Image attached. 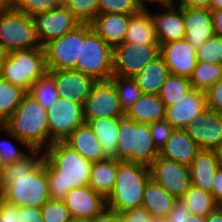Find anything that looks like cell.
I'll use <instances>...</instances> for the list:
<instances>
[{
    "instance_id": "1",
    "label": "cell",
    "mask_w": 222,
    "mask_h": 222,
    "mask_svg": "<svg viewBox=\"0 0 222 222\" xmlns=\"http://www.w3.org/2000/svg\"><path fill=\"white\" fill-rule=\"evenodd\" d=\"M0 196L18 207L41 208L50 199L44 150L30 149L3 169Z\"/></svg>"
},
{
    "instance_id": "2",
    "label": "cell",
    "mask_w": 222,
    "mask_h": 222,
    "mask_svg": "<svg viewBox=\"0 0 222 222\" xmlns=\"http://www.w3.org/2000/svg\"><path fill=\"white\" fill-rule=\"evenodd\" d=\"M44 163L52 200H63L74 188L89 186L93 162L83 158L64 140L54 141L44 151Z\"/></svg>"
},
{
    "instance_id": "3",
    "label": "cell",
    "mask_w": 222,
    "mask_h": 222,
    "mask_svg": "<svg viewBox=\"0 0 222 222\" xmlns=\"http://www.w3.org/2000/svg\"><path fill=\"white\" fill-rule=\"evenodd\" d=\"M8 137L25 148L46 150L50 146L47 109L27 93L16 111L2 125Z\"/></svg>"
},
{
    "instance_id": "4",
    "label": "cell",
    "mask_w": 222,
    "mask_h": 222,
    "mask_svg": "<svg viewBox=\"0 0 222 222\" xmlns=\"http://www.w3.org/2000/svg\"><path fill=\"white\" fill-rule=\"evenodd\" d=\"M149 180L147 165L118 160L116 181L112 193L106 199V207L118 214L141 207L144 189Z\"/></svg>"
},
{
    "instance_id": "5",
    "label": "cell",
    "mask_w": 222,
    "mask_h": 222,
    "mask_svg": "<svg viewBox=\"0 0 222 222\" xmlns=\"http://www.w3.org/2000/svg\"><path fill=\"white\" fill-rule=\"evenodd\" d=\"M118 132L116 160L149 166L159 155L160 151L155 147L149 124L124 116L119 121Z\"/></svg>"
},
{
    "instance_id": "6",
    "label": "cell",
    "mask_w": 222,
    "mask_h": 222,
    "mask_svg": "<svg viewBox=\"0 0 222 222\" xmlns=\"http://www.w3.org/2000/svg\"><path fill=\"white\" fill-rule=\"evenodd\" d=\"M113 48L93 29L90 23H81V51L75 69L95 81L110 80L113 76Z\"/></svg>"
},
{
    "instance_id": "7",
    "label": "cell",
    "mask_w": 222,
    "mask_h": 222,
    "mask_svg": "<svg viewBox=\"0 0 222 222\" xmlns=\"http://www.w3.org/2000/svg\"><path fill=\"white\" fill-rule=\"evenodd\" d=\"M47 72L43 47L13 50L6 54L0 77L25 90Z\"/></svg>"
},
{
    "instance_id": "8",
    "label": "cell",
    "mask_w": 222,
    "mask_h": 222,
    "mask_svg": "<svg viewBox=\"0 0 222 222\" xmlns=\"http://www.w3.org/2000/svg\"><path fill=\"white\" fill-rule=\"evenodd\" d=\"M42 47L32 17L12 6L0 7V49L13 50Z\"/></svg>"
},
{
    "instance_id": "9",
    "label": "cell",
    "mask_w": 222,
    "mask_h": 222,
    "mask_svg": "<svg viewBox=\"0 0 222 222\" xmlns=\"http://www.w3.org/2000/svg\"><path fill=\"white\" fill-rule=\"evenodd\" d=\"M160 57V45L120 43L113 47V75L133 77Z\"/></svg>"
},
{
    "instance_id": "10",
    "label": "cell",
    "mask_w": 222,
    "mask_h": 222,
    "mask_svg": "<svg viewBox=\"0 0 222 222\" xmlns=\"http://www.w3.org/2000/svg\"><path fill=\"white\" fill-rule=\"evenodd\" d=\"M150 179L177 200L191 185L189 166L158 155L148 166Z\"/></svg>"
},
{
    "instance_id": "11",
    "label": "cell",
    "mask_w": 222,
    "mask_h": 222,
    "mask_svg": "<svg viewBox=\"0 0 222 222\" xmlns=\"http://www.w3.org/2000/svg\"><path fill=\"white\" fill-rule=\"evenodd\" d=\"M47 70L75 69L80 60L81 24L63 36L53 39L44 46Z\"/></svg>"
},
{
    "instance_id": "12",
    "label": "cell",
    "mask_w": 222,
    "mask_h": 222,
    "mask_svg": "<svg viewBox=\"0 0 222 222\" xmlns=\"http://www.w3.org/2000/svg\"><path fill=\"white\" fill-rule=\"evenodd\" d=\"M47 119L50 133V145L64 140L78 126L85 123L83 105L59 97L48 109Z\"/></svg>"
},
{
    "instance_id": "13",
    "label": "cell",
    "mask_w": 222,
    "mask_h": 222,
    "mask_svg": "<svg viewBox=\"0 0 222 222\" xmlns=\"http://www.w3.org/2000/svg\"><path fill=\"white\" fill-rule=\"evenodd\" d=\"M84 119L124 117L117 90L111 80L96 81L83 104Z\"/></svg>"
},
{
    "instance_id": "14",
    "label": "cell",
    "mask_w": 222,
    "mask_h": 222,
    "mask_svg": "<svg viewBox=\"0 0 222 222\" xmlns=\"http://www.w3.org/2000/svg\"><path fill=\"white\" fill-rule=\"evenodd\" d=\"M42 47L75 29L81 22L63 5L32 17Z\"/></svg>"
},
{
    "instance_id": "15",
    "label": "cell",
    "mask_w": 222,
    "mask_h": 222,
    "mask_svg": "<svg viewBox=\"0 0 222 222\" xmlns=\"http://www.w3.org/2000/svg\"><path fill=\"white\" fill-rule=\"evenodd\" d=\"M184 130L200 149L215 150L222 143V115L206 108Z\"/></svg>"
},
{
    "instance_id": "16",
    "label": "cell",
    "mask_w": 222,
    "mask_h": 222,
    "mask_svg": "<svg viewBox=\"0 0 222 222\" xmlns=\"http://www.w3.org/2000/svg\"><path fill=\"white\" fill-rule=\"evenodd\" d=\"M160 56L170 74L190 78L197 65L196 50L185 38L160 44Z\"/></svg>"
},
{
    "instance_id": "17",
    "label": "cell",
    "mask_w": 222,
    "mask_h": 222,
    "mask_svg": "<svg viewBox=\"0 0 222 222\" xmlns=\"http://www.w3.org/2000/svg\"><path fill=\"white\" fill-rule=\"evenodd\" d=\"M53 77L58 89L59 97L83 105L90 95L96 82L92 77L84 75L74 69L47 70Z\"/></svg>"
},
{
    "instance_id": "18",
    "label": "cell",
    "mask_w": 222,
    "mask_h": 222,
    "mask_svg": "<svg viewBox=\"0 0 222 222\" xmlns=\"http://www.w3.org/2000/svg\"><path fill=\"white\" fill-rule=\"evenodd\" d=\"M161 9V11H160ZM149 12L154 24L156 38L159 44L185 38L183 7L176 3Z\"/></svg>"
},
{
    "instance_id": "19",
    "label": "cell",
    "mask_w": 222,
    "mask_h": 222,
    "mask_svg": "<svg viewBox=\"0 0 222 222\" xmlns=\"http://www.w3.org/2000/svg\"><path fill=\"white\" fill-rule=\"evenodd\" d=\"M72 218L88 220L106 207V199L90 186L71 189L63 199Z\"/></svg>"
},
{
    "instance_id": "20",
    "label": "cell",
    "mask_w": 222,
    "mask_h": 222,
    "mask_svg": "<svg viewBox=\"0 0 222 222\" xmlns=\"http://www.w3.org/2000/svg\"><path fill=\"white\" fill-rule=\"evenodd\" d=\"M186 41L197 51L215 35L211 9L183 7Z\"/></svg>"
},
{
    "instance_id": "21",
    "label": "cell",
    "mask_w": 222,
    "mask_h": 222,
    "mask_svg": "<svg viewBox=\"0 0 222 222\" xmlns=\"http://www.w3.org/2000/svg\"><path fill=\"white\" fill-rule=\"evenodd\" d=\"M206 108L205 92L192 89L177 104L166 107L165 119L175 129H184Z\"/></svg>"
},
{
    "instance_id": "22",
    "label": "cell",
    "mask_w": 222,
    "mask_h": 222,
    "mask_svg": "<svg viewBox=\"0 0 222 222\" xmlns=\"http://www.w3.org/2000/svg\"><path fill=\"white\" fill-rule=\"evenodd\" d=\"M130 15L107 13L98 14L90 23L92 29L112 48L124 43Z\"/></svg>"
},
{
    "instance_id": "23",
    "label": "cell",
    "mask_w": 222,
    "mask_h": 222,
    "mask_svg": "<svg viewBox=\"0 0 222 222\" xmlns=\"http://www.w3.org/2000/svg\"><path fill=\"white\" fill-rule=\"evenodd\" d=\"M200 150L184 129H174L159 155L189 166Z\"/></svg>"
},
{
    "instance_id": "24",
    "label": "cell",
    "mask_w": 222,
    "mask_h": 222,
    "mask_svg": "<svg viewBox=\"0 0 222 222\" xmlns=\"http://www.w3.org/2000/svg\"><path fill=\"white\" fill-rule=\"evenodd\" d=\"M219 167L215 151L201 149L189 165L191 184L211 193L214 175Z\"/></svg>"
},
{
    "instance_id": "25",
    "label": "cell",
    "mask_w": 222,
    "mask_h": 222,
    "mask_svg": "<svg viewBox=\"0 0 222 222\" xmlns=\"http://www.w3.org/2000/svg\"><path fill=\"white\" fill-rule=\"evenodd\" d=\"M64 141L83 158L97 162L107 159L98 138L87 123L78 126Z\"/></svg>"
},
{
    "instance_id": "26",
    "label": "cell",
    "mask_w": 222,
    "mask_h": 222,
    "mask_svg": "<svg viewBox=\"0 0 222 222\" xmlns=\"http://www.w3.org/2000/svg\"><path fill=\"white\" fill-rule=\"evenodd\" d=\"M177 199L166 192L160 185L151 179L146 183L143 201L141 206L144 207L157 222L162 220L172 210Z\"/></svg>"
},
{
    "instance_id": "27",
    "label": "cell",
    "mask_w": 222,
    "mask_h": 222,
    "mask_svg": "<svg viewBox=\"0 0 222 222\" xmlns=\"http://www.w3.org/2000/svg\"><path fill=\"white\" fill-rule=\"evenodd\" d=\"M165 111V105L158 94H142L125 112V116L139 123L150 124L165 119Z\"/></svg>"
},
{
    "instance_id": "28",
    "label": "cell",
    "mask_w": 222,
    "mask_h": 222,
    "mask_svg": "<svg viewBox=\"0 0 222 222\" xmlns=\"http://www.w3.org/2000/svg\"><path fill=\"white\" fill-rule=\"evenodd\" d=\"M125 43L160 45L157 41L153 20L149 10H139L131 14Z\"/></svg>"
},
{
    "instance_id": "29",
    "label": "cell",
    "mask_w": 222,
    "mask_h": 222,
    "mask_svg": "<svg viewBox=\"0 0 222 222\" xmlns=\"http://www.w3.org/2000/svg\"><path fill=\"white\" fill-rule=\"evenodd\" d=\"M122 117L84 119L98 138L103 152L108 158L116 159V147L119 140L118 128Z\"/></svg>"
},
{
    "instance_id": "30",
    "label": "cell",
    "mask_w": 222,
    "mask_h": 222,
    "mask_svg": "<svg viewBox=\"0 0 222 222\" xmlns=\"http://www.w3.org/2000/svg\"><path fill=\"white\" fill-rule=\"evenodd\" d=\"M118 160L107 158L93 162L89 178V186L105 199L112 193L116 181Z\"/></svg>"
},
{
    "instance_id": "31",
    "label": "cell",
    "mask_w": 222,
    "mask_h": 222,
    "mask_svg": "<svg viewBox=\"0 0 222 222\" xmlns=\"http://www.w3.org/2000/svg\"><path fill=\"white\" fill-rule=\"evenodd\" d=\"M170 71L160 56L133 76L143 94H159Z\"/></svg>"
},
{
    "instance_id": "32",
    "label": "cell",
    "mask_w": 222,
    "mask_h": 222,
    "mask_svg": "<svg viewBox=\"0 0 222 222\" xmlns=\"http://www.w3.org/2000/svg\"><path fill=\"white\" fill-rule=\"evenodd\" d=\"M180 201L188 208L191 215L207 217L219 204L210 192L203 191L191 184Z\"/></svg>"
},
{
    "instance_id": "33",
    "label": "cell",
    "mask_w": 222,
    "mask_h": 222,
    "mask_svg": "<svg viewBox=\"0 0 222 222\" xmlns=\"http://www.w3.org/2000/svg\"><path fill=\"white\" fill-rule=\"evenodd\" d=\"M27 92L0 77V125L16 111Z\"/></svg>"
},
{
    "instance_id": "34",
    "label": "cell",
    "mask_w": 222,
    "mask_h": 222,
    "mask_svg": "<svg viewBox=\"0 0 222 222\" xmlns=\"http://www.w3.org/2000/svg\"><path fill=\"white\" fill-rule=\"evenodd\" d=\"M192 89L190 78L170 74L158 95L166 108L177 104Z\"/></svg>"
},
{
    "instance_id": "35",
    "label": "cell",
    "mask_w": 222,
    "mask_h": 222,
    "mask_svg": "<svg viewBox=\"0 0 222 222\" xmlns=\"http://www.w3.org/2000/svg\"><path fill=\"white\" fill-rule=\"evenodd\" d=\"M219 80H222V65L206 62H197L190 77L192 88L204 92Z\"/></svg>"
},
{
    "instance_id": "36",
    "label": "cell",
    "mask_w": 222,
    "mask_h": 222,
    "mask_svg": "<svg viewBox=\"0 0 222 222\" xmlns=\"http://www.w3.org/2000/svg\"><path fill=\"white\" fill-rule=\"evenodd\" d=\"M28 93L46 109L59 99L55 81L48 72L32 85Z\"/></svg>"
},
{
    "instance_id": "37",
    "label": "cell",
    "mask_w": 222,
    "mask_h": 222,
    "mask_svg": "<svg viewBox=\"0 0 222 222\" xmlns=\"http://www.w3.org/2000/svg\"><path fill=\"white\" fill-rule=\"evenodd\" d=\"M110 80L114 83L121 108L124 112H126L143 94L133 77L113 75Z\"/></svg>"
},
{
    "instance_id": "38",
    "label": "cell",
    "mask_w": 222,
    "mask_h": 222,
    "mask_svg": "<svg viewBox=\"0 0 222 222\" xmlns=\"http://www.w3.org/2000/svg\"><path fill=\"white\" fill-rule=\"evenodd\" d=\"M99 0H67L64 6L81 22L91 23L98 15Z\"/></svg>"
},
{
    "instance_id": "39",
    "label": "cell",
    "mask_w": 222,
    "mask_h": 222,
    "mask_svg": "<svg viewBox=\"0 0 222 222\" xmlns=\"http://www.w3.org/2000/svg\"><path fill=\"white\" fill-rule=\"evenodd\" d=\"M197 62L222 65V37L213 35L196 51Z\"/></svg>"
},
{
    "instance_id": "40",
    "label": "cell",
    "mask_w": 222,
    "mask_h": 222,
    "mask_svg": "<svg viewBox=\"0 0 222 222\" xmlns=\"http://www.w3.org/2000/svg\"><path fill=\"white\" fill-rule=\"evenodd\" d=\"M11 6L15 10L33 17L36 14L63 6V4L59 0H13Z\"/></svg>"
},
{
    "instance_id": "41",
    "label": "cell",
    "mask_w": 222,
    "mask_h": 222,
    "mask_svg": "<svg viewBox=\"0 0 222 222\" xmlns=\"http://www.w3.org/2000/svg\"><path fill=\"white\" fill-rule=\"evenodd\" d=\"M41 214L43 222H69L72 219L63 200L48 199L41 207Z\"/></svg>"
},
{
    "instance_id": "42",
    "label": "cell",
    "mask_w": 222,
    "mask_h": 222,
    "mask_svg": "<svg viewBox=\"0 0 222 222\" xmlns=\"http://www.w3.org/2000/svg\"><path fill=\"white\" fill-rule=\"evenodd\" d=\"M140 9L135 0H99L98 14L117 13L131 15Z\"/></svg>"
},
{
    "instance_id": "43",
    "label": "cell",
    "mask_w": 222,
    "mask_h": 222,
    "mask_svg": "<svg viewBox=\"0 0 222 222\" xmlns=\"http://www.w3.org/2000/svg\"><path fill=\"white\" fill-rule=\"evenodd\" d=\"M0 131H2V125H0ZM14 144L16 143H13L9 138L0 140V164L3 169L13 162L21 159L29 152V150H22L18 148L20 146H16Z\"/></svg>"
},
{
    "instance_id": "44",
    "label": "cell",
    "mask_w": 222,
    "mask_h": 222,
    "mask_svg": "<svg viewBox=\"0 0 222 222\" xmlns=\"http://www.w3.org/2000/svg\"><path fill=\"white\" fill-rule=\"evenodd\" d=\"M149 127L155 147L161 151L175 128L166 119L152 122Z\"/></svg>"
},
{
    "instance_id": "45",
    "label": "cell",
    "mask_w": 222,
    "mask_h": 222,
    "mask_svg": "<svg viewBox=\"0 0 222 222\" xmlns=\"http://www.w3.org/2000/svg\"><path fill=\"white\" fill-rule=\"evenodd\" d=\"M162 222H207V217L191 215L188 208L177 200Z\"/></svg>"
},
{
    "instance_id": "46",
    "label": "cell",
    "mask_w": 222,
    "mask_h": 222,
    "mask_svg": "<svg viewBox=\"0 0 222 222\" xmlns=\"http://www.w3.org/2000/svg\"><path fill=\"white\" fill-rule=\"evenodd\" d=\"M207 108L222 115V80L213 84L205 91Z\"/></svg>"
},
{
    "instance_id": "47",
    "label": "cell",
    "mask_w": 222,
    "mask_h": 222,
    "mask_svg": "<svg viewBox=\"0 0 222 222\" xmlns=\"http://www.w3.org/2000/svg\"><path fill=\"white\" fill-rule=\"evenodd\" d=\"M119 215L120 222H157L142 206L123 211Z\"/></svg>"
},
{
    "instance_id": "48",
    "label": "cell",
    "mask_w": 222,
    "mask_h": 222,
    "mask_svg": "<svg viewBox=\"0 0 222 222\" xmlns=\"http://www.w3.org/2000/svg\"><path fill=\"white\" fill-rule=\"evenodd\" d=\"M0 222H19L18 206L5 201L0 196Z\"/></svg>"
},
{
    "instance_id": "49",
    "label": "cell",
    "mask_w": 222,
    "mask_h": 222,
    "mask_svg": "<svg viewBox=\"0 0 222 222\" xmlns=\"http://www.w3.org/2000/svg\"><path fill=\"white\" fill-rule=\"evenodd\" d=\"M41 208L38 207H18L19 222H43Z\"/></svg>"
},
{
    "instance_id": "50",
    "label": "cell",
    "mask_w": 222,
    "mask_h": 222,
    "mask_svg": "<svg viewBox=\"0 0 222 222\" xmlns=\"http://www.w3.org/2000/svg\"><path fill=\"white\" fill-rule=\"evenodd\" d=\"M86 222H120V215L107 207Z\"/></svg>"
},
{
    "instance_id": "51",
    "label": "cell",
    "mask_w": 222,
    "mask_h": 222,
    "mask_svg": "<svg viewBox=\"0 0 222 222\" xmlns=\"http://www.w3.org/2000/svg\"><path fill=\"white\" fill-rule=\"evenodd\" d=\"M211 194L215 201L222 206V167H219L214 175Z\"/></svg>"
},
{
    "instance_id": "52",
    "label": "cell",
    "mask_w": 222,
    "mask_h": 222,
    "mask_svg": "<svg viewBox=\"0 0 222 222\" xmlns=\"http://www.w3.org/2000/svg\"><path fill=\"white\" fill-rule=\"evenodd\" d=\"M180 7L210 9L211 0H175Z\"/></svg>"
},
{
    "instance_id": "53",
    "label": "cell",
    "mask_w": 222,
    "mask_h": 222,
    "mask_svg": "<svg viewBox=\"0 0 222 222\" xmlns=\"http://www.w3.org/2000/svg\"><path fill=\"white\" fill-rule=\"evenodd\" d=\"M137 6L140 10H149L150 4H157L161 7L169 6L175 3V0H135Z\"/></svg>"
},
{
    "instance_id": "54",
    "label": "cell",
    "mask_w": 222,
    "mask_h": 222,
    "mask_svg": "<svg viewBox=\"0 0 222 222\" xmlns=\"http://www.w3.org/2000/svg\"><path fill=\"white\" fill-rule=\"evenodd\" d=\"M213 16L214 33L222 37V8L211 10Z\"/></svg>"
},
{
    "instance_id": "55",
    "label": "cell",
    "mask_w": 222,
    "mask_h": 222,
    "mask_svg": "<svg viewBox=\"0 0 222 222\" xmlns=\"http://www.w3.org/2000/svg\"><path fill=\"white\" fill-rule=\"evenodd\" d=\"M207 222H222V206H218L207 216Z\"/></svg>"
},
{
    "instance_id": "56",
    "label": "cell",
    "mask_w": 222,
    "mask_h": 222,
    "mask_svg": "<svg viewBox=\"0 0 222 222\" xmlns=\"http://www.w3.org/2000/svg\"><path fill=\"white\" fill-rule=\"evenodd\" d=\"M219 162V166L222 167V143L214 150Z\"/></svg>"
},
{
    "instance_id": "57",
    "label": "cell",
    "mask_w": 222,
    "mask_h": 222,
    "mask_svg": "<svg viewBox=\"0 0 222 222\" xmlns=\"http://www.w3.org/2000/svg\"><path fill=\"white\" fill-rule=\"evenodd\" d=\"M222 8V0H211L210 9L217 10Z\"/></svg>"
},
{
    "instance_id": "58",
    "label": "cell",
    "mask_w": 222,
    "mask_h": 222,
    "mask_svg": "<svg viewBox=\"0 0 222 222\" xmlns=\"http://www.w3.org/2000/svg\"><path fill=\"white\" fill-rule=\"evenodd\" d=\"M6 54H7L6 52H4L0 49V75H1V68H2V65H3V60L6 56Z\"/></svg>"
},
{
    "instance_id": "59",
    "label": "cell",
    "mask_w": 222,
    "mask_h": 222,
    "mask_svg": "<svg viewBox=\"0 0 222 222\" xmlns=\"http://www.w3.org/2000/svg\"><path fill=\"white\" fill-rule=\"evenodd\" d=\"M13 3V0H0V7L2 6H11Z\"/></svg>"
},
{
    "instance_id": "60",
    "label": "cell",
    "mask_w": 222,
    "mask_h": 222,
    "mask_svg": "<svg viewBox=\"0 0 222 222\" xmlns=\"http://www.w3.org/2000/svg\"><path fill=\"white\" fill-rule=\"evenodd\" d=\"M2 177H3V167L0 164V184H1V181H2Z\"/></svg>"
},
{
    "instance_id": "61",
    "label": "cell",
    "mask_w": 222,
    "mask_h": 222,
    "mask_svg": "<svg viewBox=\"0 0 222 222\" xmlns=\"http://www.w3.org/2000/svg\"><path fill=\"white\" fill-rule=\"evenodd\" d=\"M69 222H86V220H80V219L72 218Z\"/></svg>"
},
{
    "instance_id": "62",
    "label": "cell",
    "mask_w": 222,
    "mask_h": 222,
    "mask_svg": "<svg viewBox=\"0 0 222 222\" xmlns=\"http://www.w3.org/2000/svg\"><path fill=\"white\" fill-rule=\"evenodd\" d=\"M59 1L64 5L67 0H59Z\"/></svg>"
}]
</instances>
